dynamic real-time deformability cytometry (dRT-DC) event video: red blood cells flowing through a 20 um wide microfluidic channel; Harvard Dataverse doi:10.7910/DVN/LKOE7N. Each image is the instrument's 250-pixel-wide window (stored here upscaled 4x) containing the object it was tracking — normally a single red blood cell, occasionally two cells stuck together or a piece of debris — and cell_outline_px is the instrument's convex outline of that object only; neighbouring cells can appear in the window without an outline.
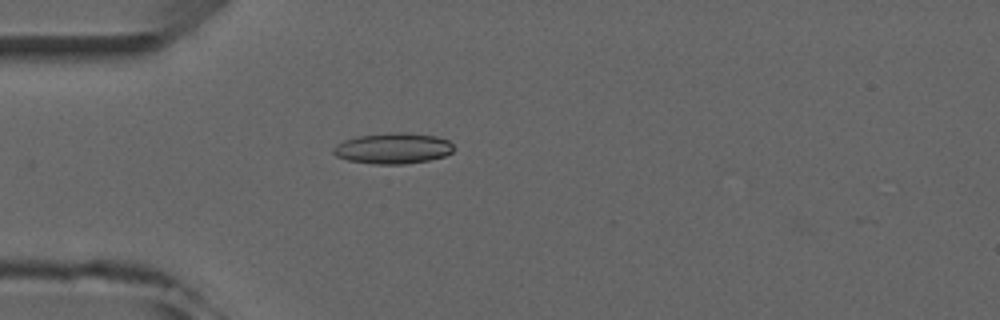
{"species": "common noctule bat (a hibernating species)", "species_latin": "Nyctalus noctula", "temperature_condition": "room temperature", "stored_images_in_passage": 4, "camera_frame_rate_fps": 3000, "um_per_image_px": 0.085, "animal": {"sex": "male", "forearm_length_mm": 52.5}, "frame": {"image": 1, "passage_image": 4, "time_ms": 3.333, "image_size_px": [1000, 320], "cell_outline_px": [[456, 148], [452, 152], [444, 156], [428, 160], [404, 164], [372, 164], [348, 160], [336, 156], [332, 152], [332, 148], [336, 144], [344, 140], [356, 136], [392, 132], [408, 132], [436, 136], [448, 140]], "centroid_in_image_um": [33.4, 12.6], "position_along_channel_um": 51.6, "area_um2": 21.85}}